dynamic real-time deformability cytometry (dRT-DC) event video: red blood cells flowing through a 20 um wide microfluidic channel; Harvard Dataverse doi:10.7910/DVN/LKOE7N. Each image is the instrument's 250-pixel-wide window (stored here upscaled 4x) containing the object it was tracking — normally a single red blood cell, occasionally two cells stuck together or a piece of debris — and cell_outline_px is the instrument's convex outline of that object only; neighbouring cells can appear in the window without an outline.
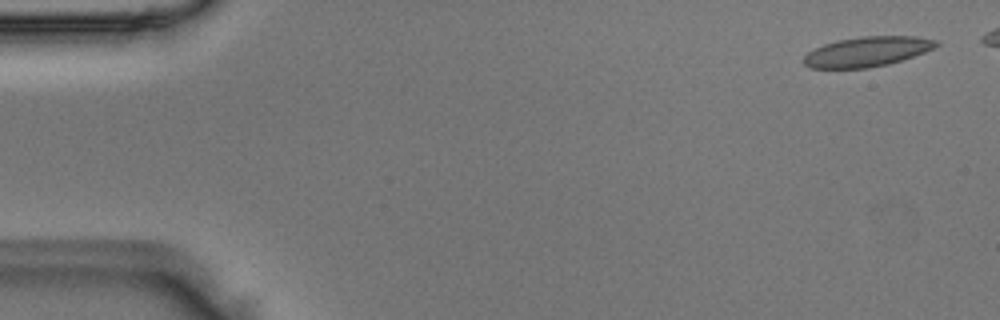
{"species": "Egyptian fruit bat (a non-hibernating species)", "species_latin": "Rousettus aegyptiacus", "temperature_condition": "room temperature", "stored_images_in_passage": 44, "camera_frame_rate_fps": 3000, "um_per_image_px": 0.085, "animal": {"sex": "male"}, "frame": {"image": 1, "passage_image": 2, "time_ms": 0.333, "image_size_px": [1000, 320], "cell_outline_px": [[940, 44], [924, 52], [888, 64], [868, 68], [812, 68], [804, 64], [804, 56], [808, 52], [824, 44], [836, 40], [860, 36], [916, 36], [936, 40]], "centroid_in_image_um": [73.69, 4.38], "position_along_channel_um": 11.3, "area_um2": 22.89}}
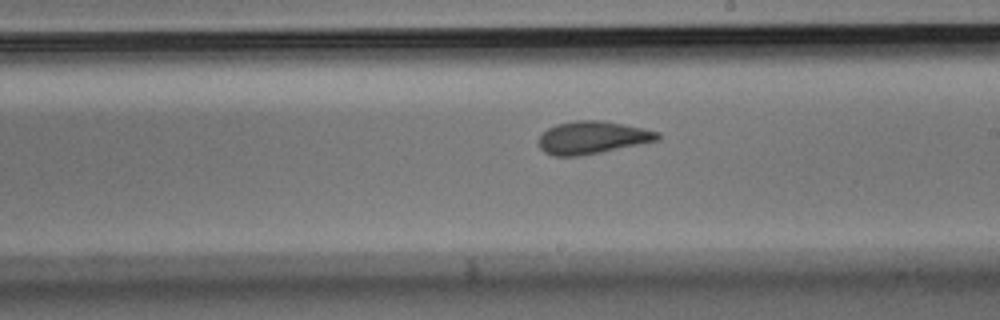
{"frame": {"image": 2, "passage_image": 28, "time_ms": 9.0, "image_size_px": [1000, 320], "cell_outline_px": [[660, 140], [580, 156], [552, 156], [544, 152], [540, 148], [540, 136], [548, 128], [556, 124], [576, 120], [600, 120], [624, 124], [644, 128], [660, 132]], "centroid_in_image_um": [50.37, 11.69], "position_along_channel_um": 238.6, "area_um2": 22.6}}
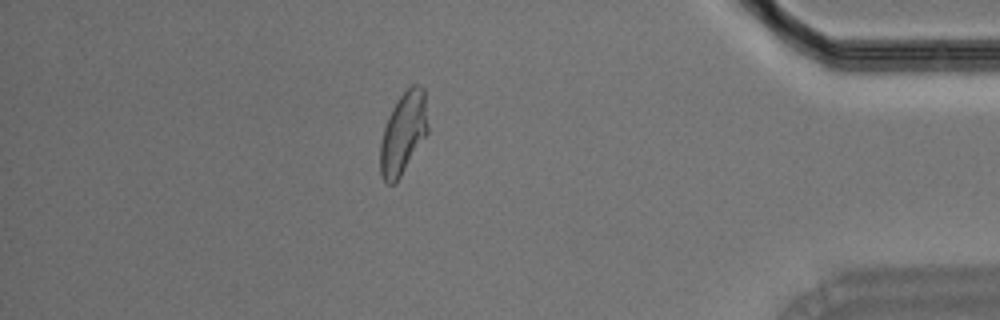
{"frame": {"image": 3, "passage_image": 43, "time_ms": 14.0, "image_size_px": [1000, 320], "cell_outline_px": [[428, 132], [396, 184], [388, 184], [384, 180], [380, 172], [380, 144], [384, 128], [388, 116], [396, 100], [412, 84], [416, 84], [424, 88], [428, 124]], "centroid_in_image_um": [34.27, 11.32], "position_along_channel_um": 400.9, "area_um2": 22.72}}